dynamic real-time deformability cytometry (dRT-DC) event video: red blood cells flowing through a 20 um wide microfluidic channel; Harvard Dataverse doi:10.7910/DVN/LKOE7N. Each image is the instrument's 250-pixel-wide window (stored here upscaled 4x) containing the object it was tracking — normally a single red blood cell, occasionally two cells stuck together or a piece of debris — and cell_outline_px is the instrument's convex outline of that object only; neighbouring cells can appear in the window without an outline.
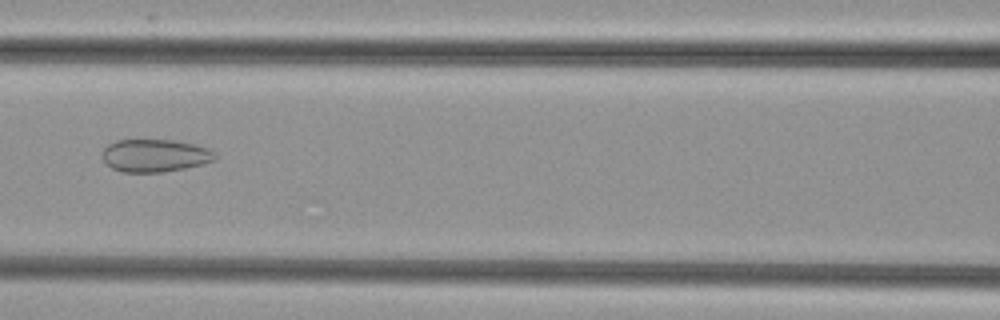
{"species": "common noctule bat (a hibernating species)", "species_latin": "Nyctalus noctula", "temperature_condition": "cold", "stored_images_in_passage": 47, "camera_frame_rate_fps": 3000, "um_per_image_px": 0.085, "animal": {"sex": "female", "body_mass_g": 29.2, "forearm_length_mm": 56.3}, "frame": {"image": 1, "passage_image": 24, "time_ms": 7.667, "image_size_px": [1000, 320], "cell_outline_px": [[216, 160], [204, 164], [164, 172], [120, 172], [112, 168], [104, 160], [100, 152], [108, 144], [116, 140], [172, 140], [196, 144], [208, 148], [216, 152]], "centroid_in_image_um": [13.18, 13.22], "position_along_channel_um": 153.4, "area_um2": 21.73}}
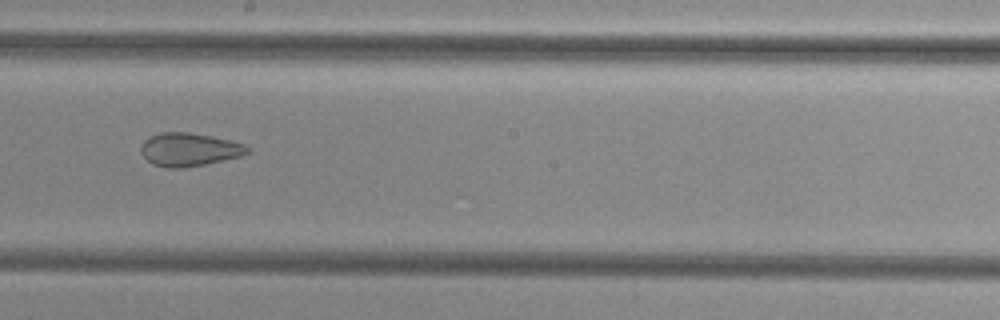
{"frame": {"image": 2, "passage_image": 30, "time_ms": 9.667, "image_size_px": [1000, 320], "cell_outline_px": [[252, 152], [240, 156], [224, 160], [204, 164], [180, 168], [168, 168], [152, 164], [140, 152], [140, 148], [144, 140], [160, 132], [188, 132], [212, 136], [244, 144], [252, 148]], "centroid_in_image_um": [16.1, 12.71], "position_along_channel_um": 232.1, "area_um2": 20.63}}
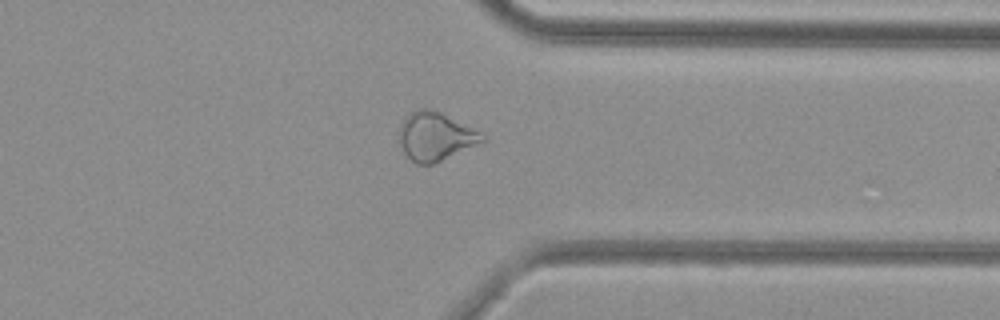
{"frame": {"image": 3, "passage_image": 41, "time_ms": 13.333, "image_size_px": [1000, 320], "cell_outline_px": [[488, 140], [432, 164], [416, 164], [404, 152], [400, 144], [400, 124], [408, 112], [416, 108], [432, 108], [480, 132]], "centroid_in_image_um": [36.99, 11.57], "position_along_channel_um": 374.4, "area_um2": 23.29}}